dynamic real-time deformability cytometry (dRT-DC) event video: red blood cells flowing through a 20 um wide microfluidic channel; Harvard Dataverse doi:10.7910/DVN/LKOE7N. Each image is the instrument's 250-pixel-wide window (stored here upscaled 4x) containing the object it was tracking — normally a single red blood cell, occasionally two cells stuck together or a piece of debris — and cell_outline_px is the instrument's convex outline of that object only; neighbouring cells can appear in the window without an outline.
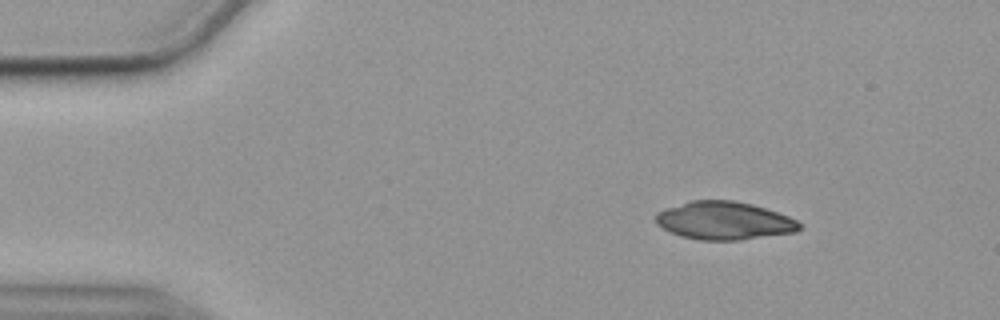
{"species": "common noctule bat (a hibernating species)", "species_latin": "Nyctalus noctula", "temperature_condition": "cold", "stored_images_in_passage": 50, "camera_frame_rate_fps": 3000, "um_per_image_px": 0.085, "animal": {"sex": "female", "body_mass_g": 19.9}, "frame": {"image": 1, "passage_image": 2, "time_ms": 0.333, "image_size_px": [1000, 320], "cell_outline_px": [[804, 224], [796, 232], [736, 240], [700, 240], [680, 236], [656, 224], [656, 212], [664, 208], [688, 200], [732, 200], [752, 204], [788, 216]], "centroid_in_image_um": [61.53, 18.74], "position_along_channel_um": 23.5, "area_um2": 31.85}}